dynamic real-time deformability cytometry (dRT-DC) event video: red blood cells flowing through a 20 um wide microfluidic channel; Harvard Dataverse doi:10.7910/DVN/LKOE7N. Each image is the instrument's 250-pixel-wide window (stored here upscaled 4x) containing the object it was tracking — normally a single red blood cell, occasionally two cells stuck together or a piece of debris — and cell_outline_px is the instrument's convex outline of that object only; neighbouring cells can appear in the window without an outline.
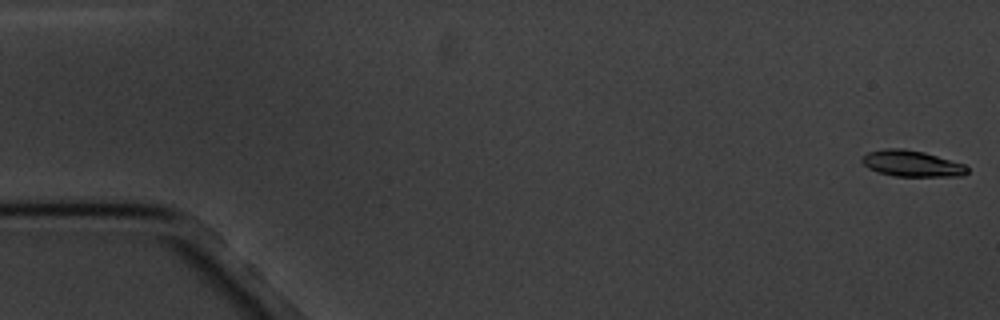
{"species": "common noctule bat (a hibernating species)", "species_latin": "Nyctalus noctula", "temperature_condition": "cold", "stored_images_in_passage": 5, "camera_frame_rate_fps": 3000, "um_per_image_px": 0.085, "animal": {"sex": "male", "body_mass_g": 20.1, "forearm_length_mm": 53.5}, "frame": {"image": 1, "passage_image": 1, "time_ms": 0.0, "image_size_px": [1000, 320], "cell_outline_px": [[968, 172], [964, 176], [892, 176], [876, 172], [868, 168], [860, 160], [860, 156], [868, 152], [884, 148], [904, 148], [924, 152], [964, 164], [968, 168]], "centroid_in_image_um": [77.45, 13.9], "position_along_channel_um": 7.5, "area_um2": 16.24}}
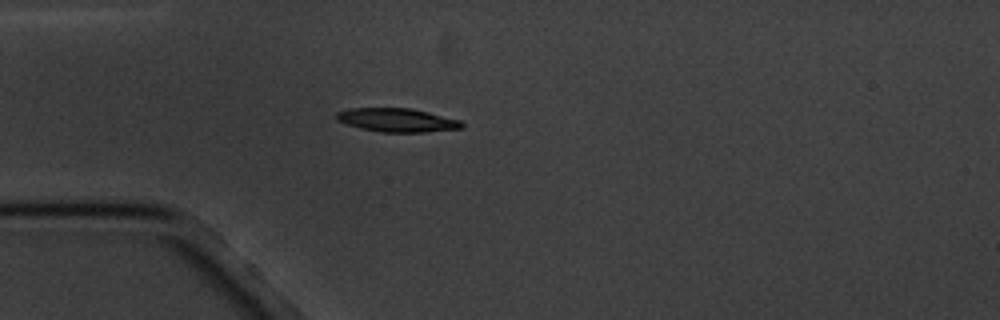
{"frame": {"image": 2, "passage_image": 5, "time_ms": 5.0, "image_size_px": [1000, 320], "cell_outline_px": [[464, 128], [424, 132], [380, 132], [360, 128], [336, 120], [332, 116], [336, 112], [348, 108], [412, 108], [460, 120], [464, 124]], "centroid_in_image_um": [33.71, 10.2], "position_along_channel_um": 51.3, "area_um2": 17.4}}